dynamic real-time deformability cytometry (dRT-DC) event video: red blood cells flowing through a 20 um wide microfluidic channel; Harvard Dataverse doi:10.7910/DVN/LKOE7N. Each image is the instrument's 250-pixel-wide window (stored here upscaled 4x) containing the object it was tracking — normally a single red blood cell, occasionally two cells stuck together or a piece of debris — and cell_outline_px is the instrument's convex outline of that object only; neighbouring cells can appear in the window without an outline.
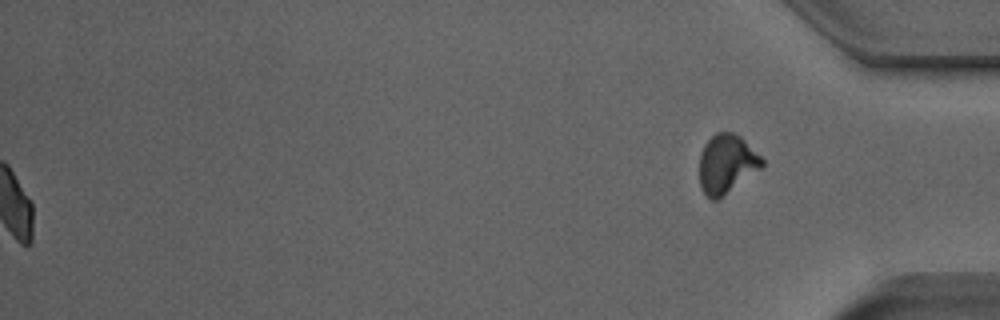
{"species": "Egyptian fruit bat (a non-hibernating species)", "species_latin": "Rousettus aegyptiacus", "temperature_condition": "room temperature", "stored_images_in_passage": 49, "segment_of_instrument_passage": [2, 2], "camera_frame_rate_fps": 3000, "um_per_image_px": 0.085, "animal": {"sex": "male"}, "frame": {"image": 1, "passage_image": 49, "time_ms": 16.0, "image_size_px": [1000, 320], "cell_outline_px": [[764, 164], [760, 168], [716, 200], [712, 200], [704, 192], [700, 184], [700, 156], [704, 144], [716, 132], [732, 132], [740, 136], [764, 160]], "centroid_in_image_um": [61.74, 13.9], "position_along_channel_um": 373.5, "area_um2": 20.87}}